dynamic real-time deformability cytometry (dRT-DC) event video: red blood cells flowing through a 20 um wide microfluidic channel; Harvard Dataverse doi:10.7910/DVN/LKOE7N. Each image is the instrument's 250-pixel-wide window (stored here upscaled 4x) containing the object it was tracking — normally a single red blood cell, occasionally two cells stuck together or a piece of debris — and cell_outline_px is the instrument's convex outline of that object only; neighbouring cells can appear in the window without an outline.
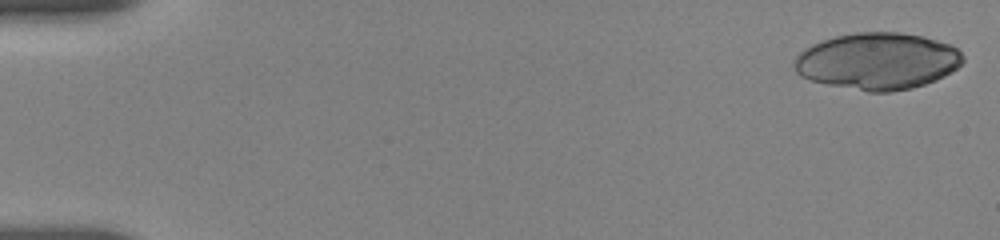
{"species": "human", "species_latin": "Homo sapiens", "temperature_condition": "room temperature", "stored_images_in_passage": 7, "camera_frame_rate_fps": 3000, "um_per_image_px": 0.085, "donor": {"sex": "female"}, "frame": {"image": 1, "passage_image": 1, "time_ms": 0.0, "image_size_px": [1000, 240], "cell_outline_px": [[964, 60], [956, 68], [944, 76], [936, 80], [912, 88], [888, 92], [868, 92], [808, 80], [800, 76], [796, 72], [792, 64], [792, 60], [804, 48], [812, 44], [836, 36], [856, 32], [900, 32], [924, 36], [948, 44], [956, 48], [964, 56]], "centroid_in_image_um": [74.56, 5.2], "position_along_channel_um": 10.4, "area_um2": 55.95}}
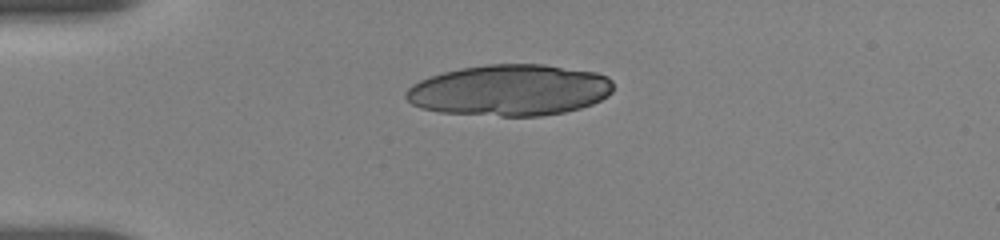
{"frame": {"image": 2, "passage_image": 5, "time_ms": 4.0, "image_size_px": [1000, 240], "cell_outline_px": [[612, 92], [608, 96], [592, 104], [580, 108], [564, 112], [540, 116], [500, 116], [440, 112], [420, 108], [412, 104], [404, 96], [404, 92], [412, 84], [420, 80], [444, 72], [460, 68], [488, 64], [544, 64], [596, 72], [608, 76], [612, 80]], "centroid_in_image_um": [43.33, 7.66], "position_along_channel_um": 41.7, "area_um2": 62.14}}